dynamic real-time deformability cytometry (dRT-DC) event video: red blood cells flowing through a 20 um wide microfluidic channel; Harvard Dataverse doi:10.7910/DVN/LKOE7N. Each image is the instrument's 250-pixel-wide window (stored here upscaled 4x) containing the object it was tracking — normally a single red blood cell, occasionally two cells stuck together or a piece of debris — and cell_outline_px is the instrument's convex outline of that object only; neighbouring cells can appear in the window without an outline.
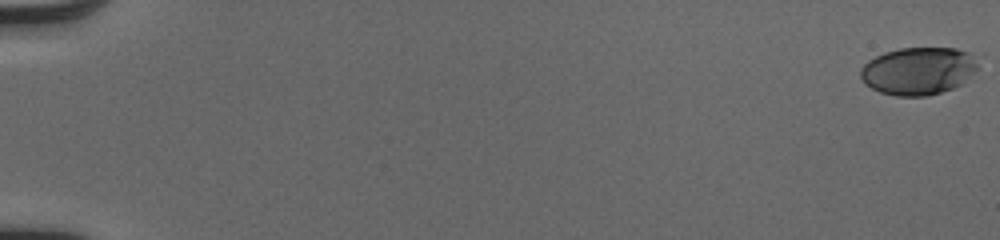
{"species": "human", "species_latin": "Homo sapiens", "temperature_condition": "cold", "stored_images_in_passage": 53, "camera_frame_rate_fps": 3000, "um_per_image_px": 0.085, "donor": {"sex": "male"}, "frame": {"image": 1, "passage_image": 1, "time_ms": 0.0, "image_size_px": [1000, 240], "cell_outline_px": [[976, 68], [960, 84], [952, 88], [928, 96], [896, 96], [880, 92], [864, 84], [860, 76], [860, 68], [868, 60], [884, 52], [900, 48], [956, 48], [968, 52], [976, 64]], "centroid_in_image_um": [77.97, 6.03], "position_along_channel_um": 7.0, "area_um2": 32.19}}
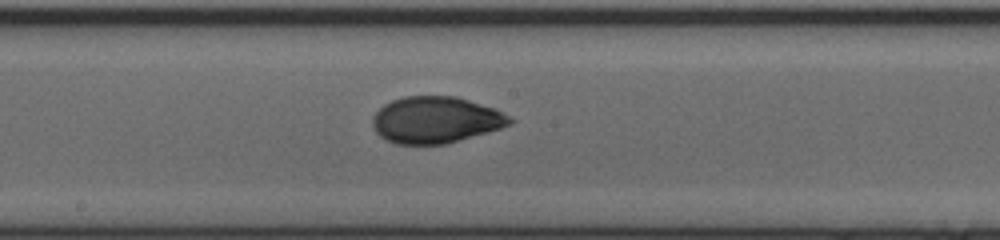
{"frame": {"image": 2, "passage_image": 31, "time_ms": 10.0, "image_size_px": [1000, 240], "cell_outline_px": [[516, 120], [512, 124], [488, 132], [444, 144], [396, 144], [380, 136], [376, 132], [372, 124], [372, 116], [384, 104], [392, 100], [404, 96], [456, 96], [496, 108]], "centroid_in_image_um": [37.05, 10.18], "position_along_channel_um": 211.1, "area_um2": 37.34}}
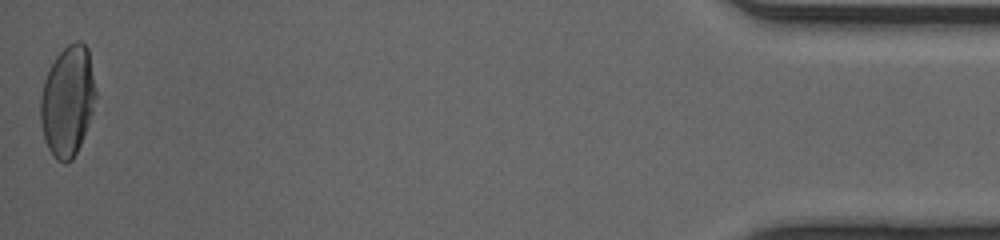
{"frame": {"image": 3, "passage_image": 53, "time_ms": 17.333, "image_size_px": [1000, 240], "cell_outline_px": [[96, 100], [88, 124], [80, 144], [72, 160], [64, 164], [56, 160], [48, 148], [44, 140], [40, 120], [40, 96], [44, 80], [56, 56], [68, 44], [76, 40], [80, 40], [88, 48], [96, 88]], "centroid_in_image_um": [5.74, 8.59], "position_along_channel_um": 429.5, "area_um2": 35.72}, "authors_computed_cell_mechanics": {"area_um2": 35.836, "velocity_mm_per_s": 4.1143, "shape_relaxation_time_tau1_ms": 5.029, "shape_relaxation_time_tau2_ms": 1.0895, "deformation_change_tau1": 0.1913, "deformation_change_tau2": 0.0446}}